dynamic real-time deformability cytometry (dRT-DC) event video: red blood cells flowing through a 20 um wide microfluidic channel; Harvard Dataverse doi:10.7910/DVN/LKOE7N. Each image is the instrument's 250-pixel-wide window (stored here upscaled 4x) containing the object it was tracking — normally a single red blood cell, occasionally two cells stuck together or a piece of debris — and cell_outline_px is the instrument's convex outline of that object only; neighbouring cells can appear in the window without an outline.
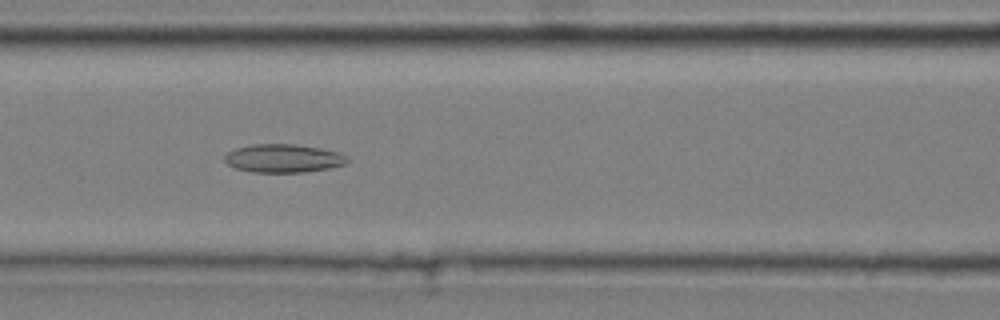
{"species": "common noctule bat (a hibernating species)", "species_latin": "Nyctalus noctula", "temperature_condition": "cold", "stored_images_in_passage": 48, "camera_frame_rate_fps": 3000, "um_per_image_px": 0.085, "animal": {"sex": "male", "body_mass_g": 20.4}, "frame": {"image": 1, "passage_image": 23, "time_ms": 7.333, "image_size_px": [1000, 320], "cell_outline_px": [[348, 160], [344, 164], [328, 168], [304, 172], [252, 172], [236, 168], [228, 164], [224, 160], [224, 156], [228, 152], [236, 148], [252, 144], [296, 144], [320, 148], [336, 152], [344, 156]], "centroid_in_image_um": [24.03, 13.45], "position_along_channel_um": 142.6, "area_um2": 20.0}}
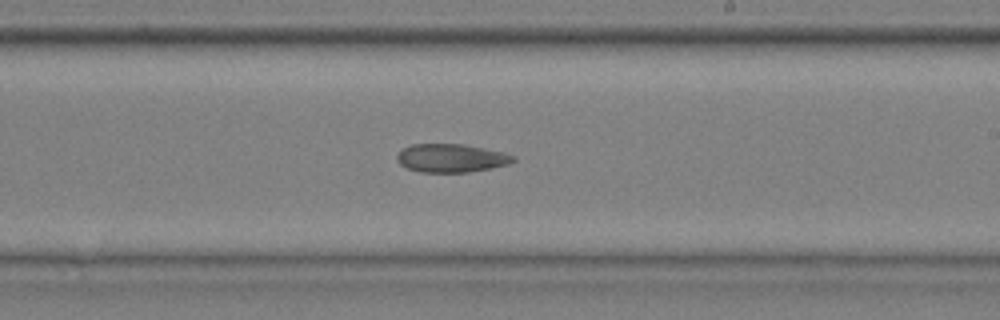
{"frame": {"image": 2, "passage_image": 32, "time_ms": 10.333, "image_size_px": [1000, 320], "cell_outline_px": [[516, 160], [508, 164], [492, 168], [468, 172], [420, 172], [408, 168], [400, 164], [396, 160], [396, 156], [404, 148], [412, 144], [464, 144], [504, 152], [516, 156]], "centroid_in_image_um": [38.38, 13.43], "position_along_channel_um": 250.6, "area_um2": 19.25}}
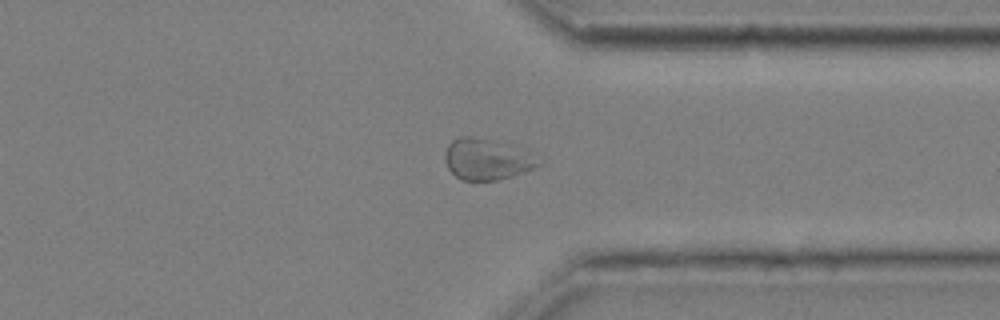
{"frame": {"image": 3, "passage_image": 42, "time_ms": 13.667, "image_size_px": [1000, 320], "cell_outline_px": [[540, 164], [532, 168], [512, 176], [496, 180], [460, 180], [448, 168], [444, 160], [444, 156], [448, 144], [452, 140], [460, 136], [468, 136], [512, 144], [528, 148]], "centroid_in_image_um": [41.38, 13.52], "position_along_channel_um": 370.0, "area_um2": 22.48}}